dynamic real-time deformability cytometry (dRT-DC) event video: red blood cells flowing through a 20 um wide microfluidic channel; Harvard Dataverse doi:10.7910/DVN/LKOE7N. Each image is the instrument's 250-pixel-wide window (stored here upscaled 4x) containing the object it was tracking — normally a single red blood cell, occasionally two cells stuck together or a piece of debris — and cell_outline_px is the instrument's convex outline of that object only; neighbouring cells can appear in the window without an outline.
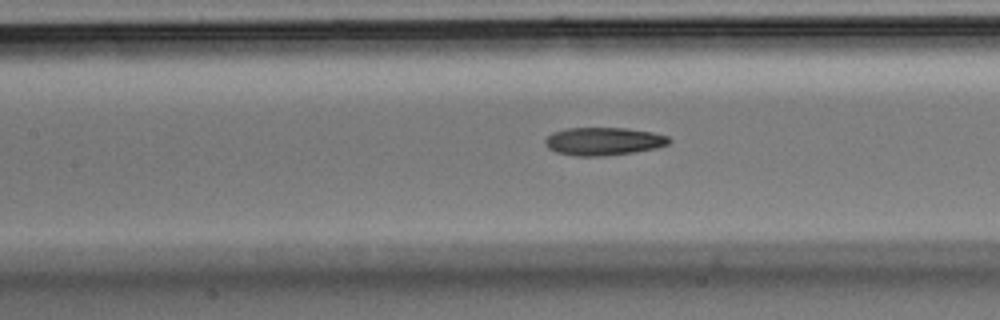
{"species": "Egyptian fruit bat (a non-hibernating species)", "species_latin": "Rousettus aegyptiacus", "temperature_condition": "room temperature", "stored_images_in_passage": 33, "camera_frame_rate_fps": 3000, "um_per_image_px": 0.085, "animal": {"sex": "male"}, "frame": {"image": 1, "passage_image": 7, "time_ms": 2.0, "image_size_px": [1000, 320], "cell_outline_px": [[672, 140], [668, 144], [656, 148], [632, 152], [604, 156], [576, 156], [556, 152], [548, 148], [544, 144], [544, 140], [552, 132], [564, 128], [628, 128], [652, 132], [668, 136]], "centroid_in_image_um": [51.28, 12.0], "position_along_channel_um": 156.1, "area_um2": 20.29}}
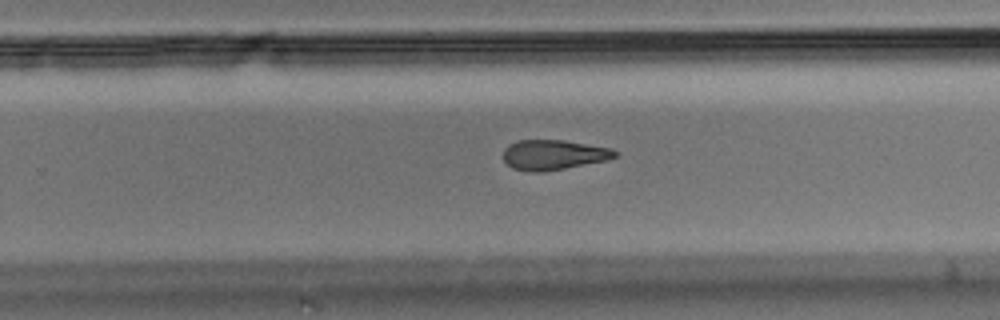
{"frame": {"image": 2, "passage_image": 16, "time_ms": 5.0, "image_size_px": [1000, 320], "cell_outline_px": [[620, 152], [616, 156], [608, 160], [564, 168], [540, 172], [532, 172], [512, 168], [504, 160], [504, 148], [508, 144], [516, 140], [564, 140], [612, 148]], "centroid_in_image_um": [47.06, 13.14], "position_along_channel_um": 282.7, "area_um2": 19.59}}
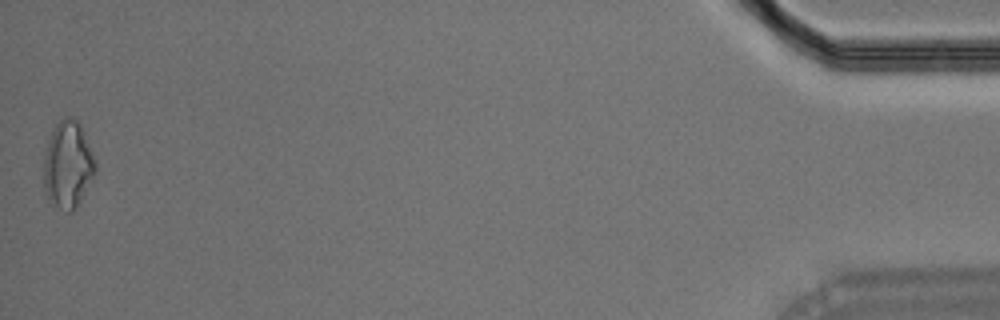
{"frame": {"image": 3, "passage_image": 33, "time_ms": 10.667, "image_size_px": [1000, 320], "cell_outline_px": [[96, 172], [80, 200], [72, 212], [68, 212], [52, 204], [48, 200], [44, 188], [44, 156], [48, 140], [56, 124], [64, 116], [72, 116], [80, 124], [84, 132], [96, 160]], "centroid_in_image_um": [5.77, 13.99], "position_along_channel_um": 429.4, "area_um2": 26.18}}